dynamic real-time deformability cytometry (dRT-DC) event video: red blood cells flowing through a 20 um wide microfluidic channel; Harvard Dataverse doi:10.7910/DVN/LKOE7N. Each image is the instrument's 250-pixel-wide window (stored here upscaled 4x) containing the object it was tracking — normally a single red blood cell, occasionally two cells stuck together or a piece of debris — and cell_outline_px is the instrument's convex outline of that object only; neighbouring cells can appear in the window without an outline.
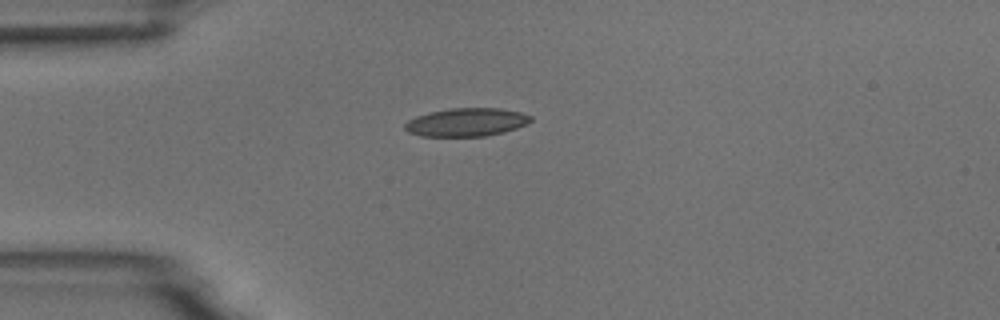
{"species": "common noctule bat (a hibernating species)", "species_latin": "Nyctalus noctula", "temperature_condition": "room temperature", "stored_images_in_passage": 2, "camera_frame_rate_fps": 3000, "um_per_image_px": 0.085, "animal": {"sex": "male", "body_mass_g": 18.8}, "frame": {"image": 1, "passage_image": 1, "time_ms": 0.0, "image_size_px": [1000, 320], "cell_outline_px": [[532, 120], [528, 124], [504, 132], [484, 136], [420, 136], [408, 132], [404, 128], [404, 124], [408, 120], [416, 116], [428, 112], [452, 108], [500, 108], [520, 112], [532, 116]], "centroid_in_image_um": [39.64, 10.38], "position_along_channel_um": 45.4, "area_um2": 20.81}}
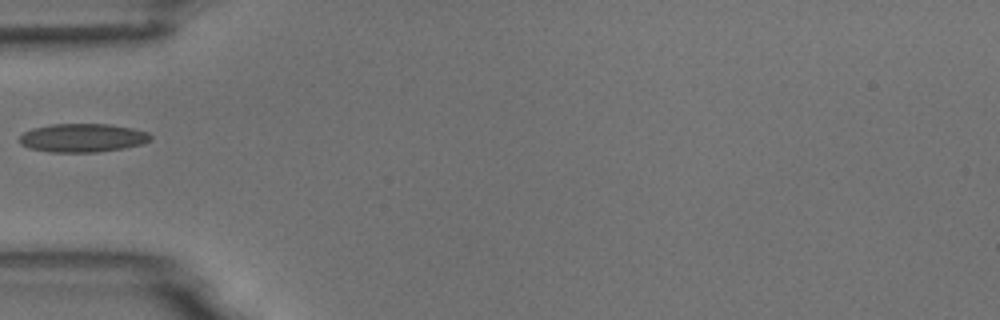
{"frame": {"image": 2, "passage_image": 2, "time_ms": 1.333, "image_size_px": [1000, 320], "cell_outline_px": [[152, 140], [144, 144], [124, 148], [96, 152], [52, 152], [28, 148], [20, 144], [20, 136], [24, 132], [32, 128], [52, 124], [108, 124], [132, 128], [148, 132], [152, 136]], "centroid_in_image_um": [7.04, 11.72], "position_along_channel_um": 78.0, "area_um2": 21.91}}